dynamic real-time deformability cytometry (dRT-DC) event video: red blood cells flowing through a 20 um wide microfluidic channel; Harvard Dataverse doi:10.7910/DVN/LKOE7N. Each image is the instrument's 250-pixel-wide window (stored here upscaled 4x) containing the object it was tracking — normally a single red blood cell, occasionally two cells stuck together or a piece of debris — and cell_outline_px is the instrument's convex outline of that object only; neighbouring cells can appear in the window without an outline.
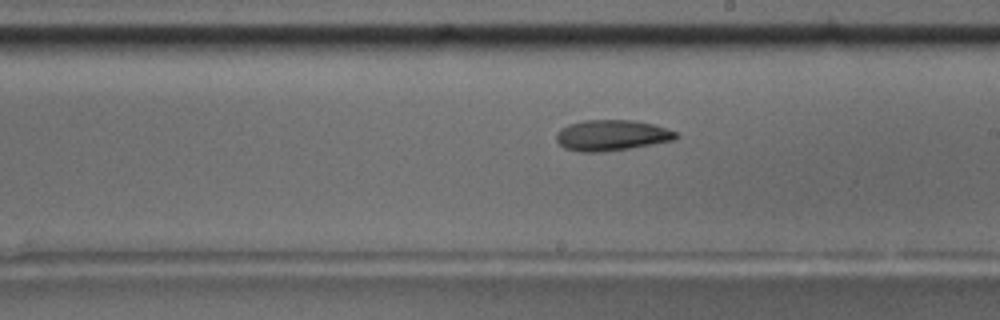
{"species": "common noctule bat (a hibernating species)", "species_latin": "Nyctalus noctula", "temperature_condition": "room temperature", "stored_images_in_passage": 55, "camera_frame_rate_fps": 3000, "um_per_image_px": 0.085, "animal": {"sex": "male", "body_mass_g": 17.5, "forearm_length_mm": 52.3}, "frame": {"image": 1, "passage_image": 32, "time_ms": 10.333, "image_size_px": [1000, 320], "cell_outline_px": [[680, 136], [676, 140], [632, 148], [604, 152], [580, 152], [564, 148], [556, 140], [556, 132], [560, 128], [568, 124], [584, 120], [636, 120], [652, 124], [676, 132]], "centroid_in_image_um": [51.98, 11.51], "position_along_channel_um": 237.0, "area_um2": 21.73}}
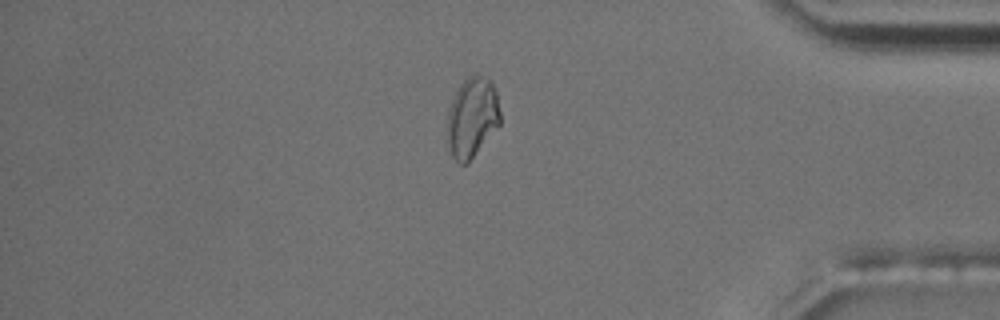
{"frame": {"image": 2, "passage_image": 47, "time_ms": 15.333, "image_size_px": [1000, 320], "cell_outline_px": [[500, 124], [468, 164], [460, 164], [452, 156], [448, 144], [448, 112], [452, 100], [460, 84], [472, 72], [476, 72], [488, 80], [492, 84], [496, 92], [500, 112]], "centroid_in_image_um": [40.14, 9.98], "position_along_channel_um": 395.1, "area_um2": 24.68}, "authors_computed_cell_mechanics": {"area_um2": 21.5594, "velocity_mm_per_s": 3.7132, "shape_relaxation_time_tau1_ms": 9.0143, "shape_relaxation_time_tau2_ms": 10.9205, "deformation_change_tau1": 0.2081, "deformation_change_tau2": 0.1723}}